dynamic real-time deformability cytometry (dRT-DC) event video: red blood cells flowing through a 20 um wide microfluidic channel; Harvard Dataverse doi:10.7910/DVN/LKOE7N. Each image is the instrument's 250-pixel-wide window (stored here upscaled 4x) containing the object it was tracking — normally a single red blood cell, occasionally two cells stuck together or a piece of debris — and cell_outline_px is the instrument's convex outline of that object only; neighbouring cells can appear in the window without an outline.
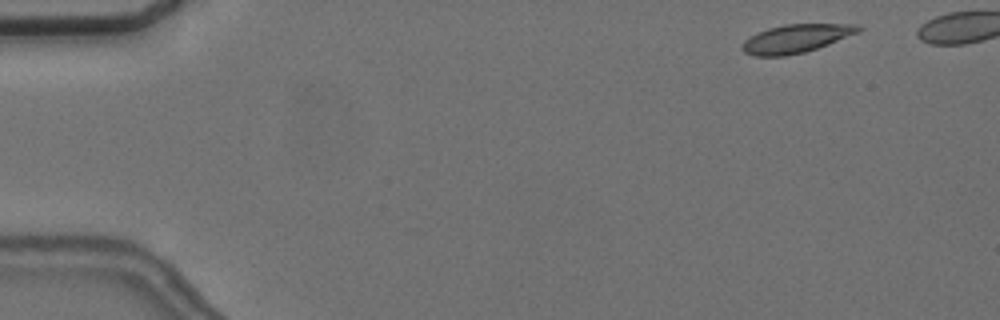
{"species": "common noctule bat (a hibernating species)", "species_latin": "Nyctalus noctula", "temperature_condition": "cold", "stored_images_in_passage": 6, "camera_frame_rate_fps": 3000, "um_per_image_px": 0.085, "animal": {"sex": "female", "body_mass_g": 24.6, "forearm_length_mm": 56.2}, "frame": {"image": 1, "passage_image": 3, "time_ms": 0.667, "image_size_px": [1000, 320], "cell_outline_px": [[864, 28], [860, 32], [828, 44], [804, 52], [784, 56], [756, 56], [744, 52], [740, 48], [740, 44], [744, 40], [756, 32], [768, 28], [784, 24], [860, 24]], "centroid_in_image_um": [67.65, 3.27], "position_along_channel_um": 17.3, "area_um2": 19.36}}